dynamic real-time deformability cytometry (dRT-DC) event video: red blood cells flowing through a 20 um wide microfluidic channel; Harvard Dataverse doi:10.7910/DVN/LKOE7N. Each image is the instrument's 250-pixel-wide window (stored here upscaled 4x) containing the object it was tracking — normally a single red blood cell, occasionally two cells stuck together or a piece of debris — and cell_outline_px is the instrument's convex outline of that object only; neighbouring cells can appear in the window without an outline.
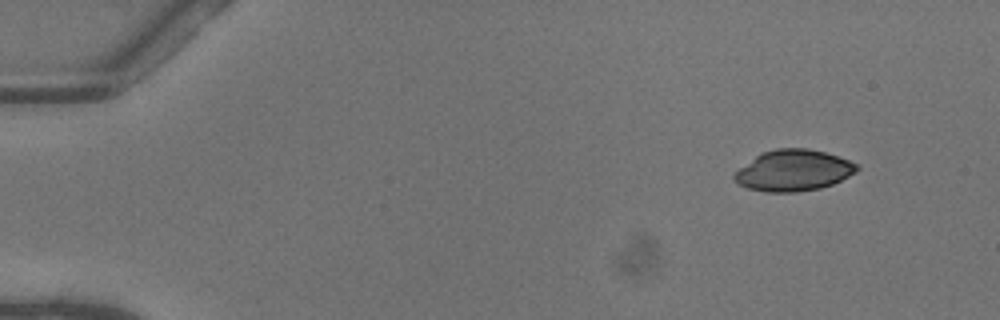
{"species": "common noctule bat (a hibernating species)", "species_latin": "Nyctalus noctula", "temperature_condition": "warm", "stored_images_in_passage": 45, "camera_frame_rate_fps": 3000, "um_per_image_px": 0.085, "animal": {"sex": "female"}, "frame": {"image": 1, "passage_image": 1, "time_ms": 0.0, "image_size_px": [1000, 320], "cell_outline_px": [[860, 168], [856, 172], [832, 184], [820, 188], [796, 192], [764, 192], [748, 188], [732, 180], [732, 176], [740, 168], [756, 156], [764, 152], [776, 148], [808, 148], [824, 152], [848, 160], [856, 164]], "centroid_in_image_um": [67.43, 14.49], "position_along_channel_um": 17.6, "area_um2": 29.13}}
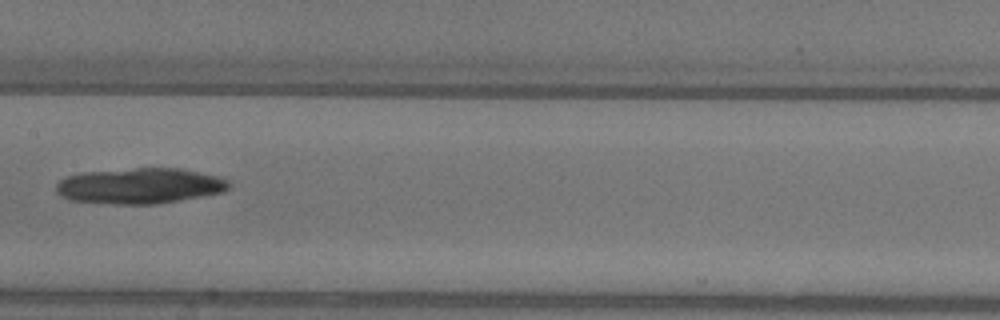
{"frame": {"image": 2, "passage_image": 23, "time_ms": 7.333, "image_size_px": [1000, 320], "cell_outline_px": [[232, 184], [228, 188], [220, 192], [180, 200], [156, 204], [120, 204], [68, 200], [60, 196], [56, 192], [56, 184], [64, 176], [84, 172], [136, 168], [180, 168], [220, 176], [228, 180]], "centroid_in_image_um": [11.86, 15.79], "position_along_channel_um": 195.5, "area_um2": 35.95}}
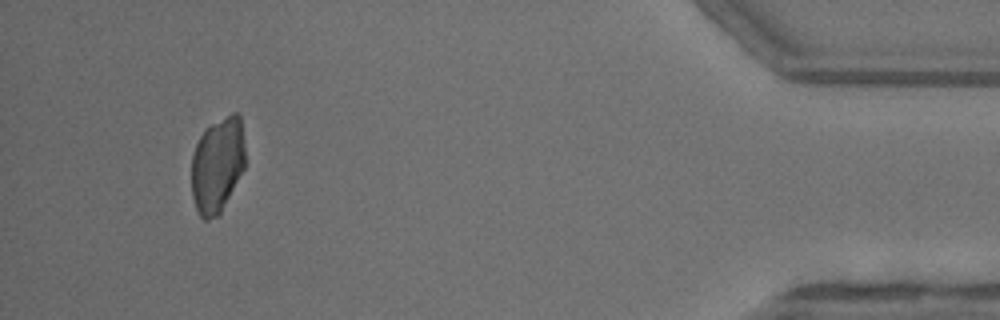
{"frame": {"image": 3, "passage_image": 44, "time_ms": 14.333, "image_size_px": [1000, 320], "cell_outline_px": [[244, 168], [220, 216], [208, 220], [204, 220], [200, 216], [196, 208], [192, 196], [192, 156], [196, 144], [200, 136], [212, 124], [232, 112], [236, 112], [240, 116], [244, 140]], "centroid_in_image_um": [18.48, 14.06], "position_along_channel_um": 416.7, "area_um2": 29.88}}